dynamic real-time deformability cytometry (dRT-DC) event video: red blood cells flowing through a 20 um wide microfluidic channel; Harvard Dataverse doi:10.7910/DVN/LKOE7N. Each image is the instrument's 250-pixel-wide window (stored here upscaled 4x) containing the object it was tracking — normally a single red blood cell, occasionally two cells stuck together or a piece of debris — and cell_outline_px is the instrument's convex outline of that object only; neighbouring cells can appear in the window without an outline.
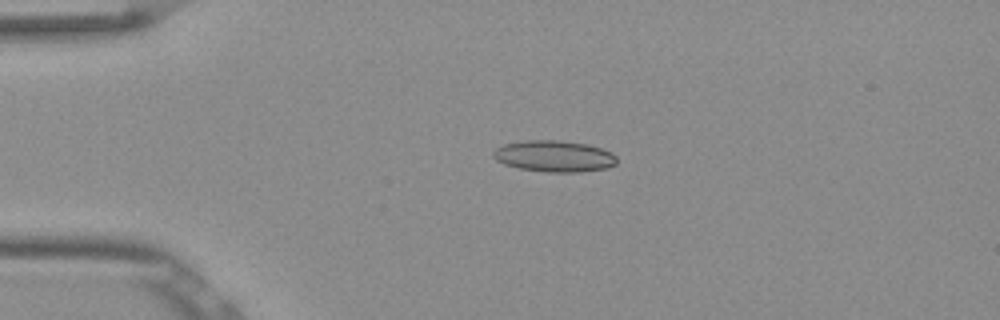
{"species": "Egyptian fruit bat (a non-hibernating species)", "species_latin": "Rousettus aegyptiacus", "temperature_condition": "room temperature", "stored_images_in_passage": 54, "camera_frame_rate_fps": 3000, "um_per_image_px": 0.085, "frame": {"image": 1, "passage_image": 13, "time_ms": 4.0, "image_size_px": [1000, 320], "cell_outline_px": [[616, 164], [608, 168], [580, 172], [548, 172], [520, 168], [504, 164], [496, 160], [492, 156], [492, 152], [496, 148], [504, 144], [524, 140], [560, 140], [588, 144], [612, 152], [616, 156]], "centroid_in_image_um": [47.11, 13.27], "position_along_channel_um": 37.9, "area_um2": 22.72}}
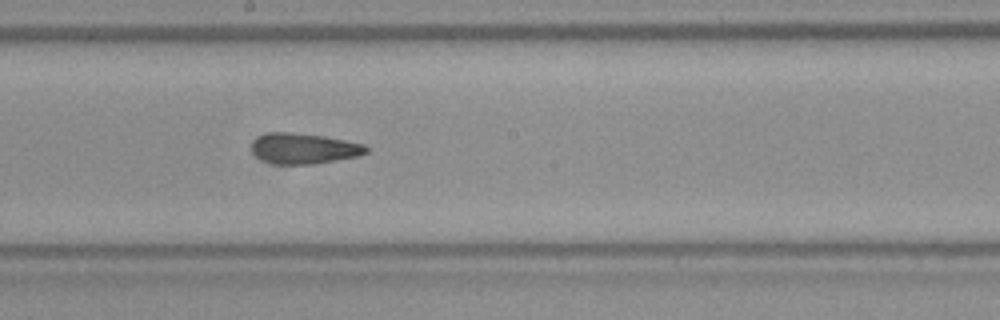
{"frame": {"image": 2, "passage_image": 30, "time_ms": 9.667, "image_size_px": [1000, 320], "cell_outline_px": [[368, 152], [360, 156], [312, 164], [272, 164], [256, 156], [252, 152], [252, 144], [260, 136], [268, 132], [292, 132], [324, 136], [364, 144], [368, 148]], "centroid_in_image_um": [25.85, 12.62], "position_along_channel_um": 222.3, "area_um2": 20.35}}
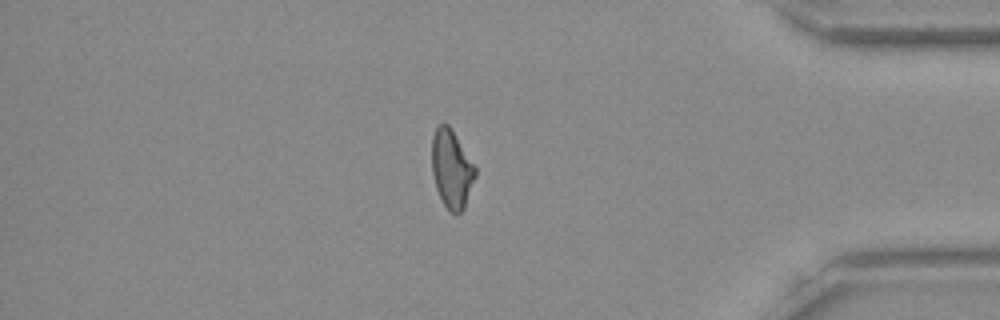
{"frame": {"image": 3, "passage_image": 46, "time_ms": 15.0, "image_size_px": [1000, 320], "cell_outline_px": [[476, 176], [464, 208], [456, 216], [444, 204], [436, 188], [432, 172], [432, 136], [436, 128], [440, 124], [448, 124], [476, 168]], "centroid_in_image_um": [38.38, 14.38], "position_along_channel_um": 396.8, "area_um2": 19.48}, "authors_computed_cell_mechanics": {"area_um2": 20.3745, "velocity_mm_per_s": 3.856, "shape_relaxation_time_tau1_ms": null, "shape_relaxation_time_tau2_ms": 3.0463, "deformation_change_tau1": null, "deformation_change_tau2": 0.1042}}